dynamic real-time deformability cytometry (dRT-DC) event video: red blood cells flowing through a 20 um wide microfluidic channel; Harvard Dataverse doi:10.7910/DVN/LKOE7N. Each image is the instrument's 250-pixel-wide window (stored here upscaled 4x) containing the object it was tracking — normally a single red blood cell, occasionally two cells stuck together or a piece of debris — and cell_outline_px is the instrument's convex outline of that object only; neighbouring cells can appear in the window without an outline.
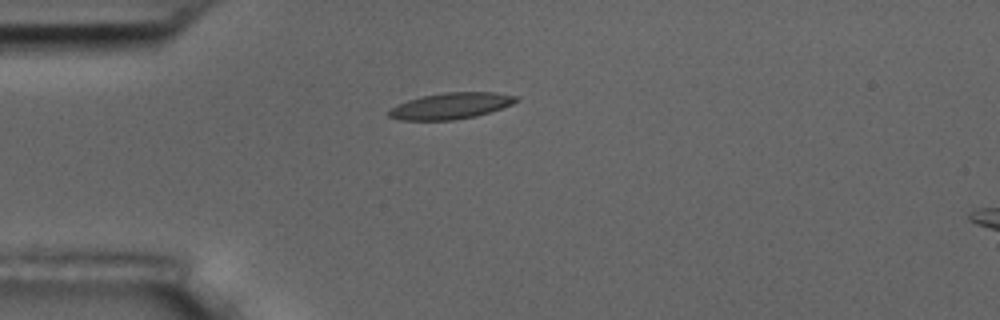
{"species": "common noctule bat (a hibernating species)", "species_latin": "Nyctalus noctula", "temperature_condition": "room temperature", "stored_images_in_passage": 1, "camera_frame_rate_fps": 3000, "um_per_image_px": 0.085, "animal": {"sex": "male", "body_mass_g": 17.5, "forearm_length_mm": 52.3}, "frame": {"image": 1, "passage_image": 1, "time_ms": 0.0, "image_size_px": [1000, 320], "cell_outline_px": [[520, 100], [512, 104], [476, 116], [452, 120], [400, 120], [388, 116], [388, 112], [396, 104], [408, 100], [424, 96], [444, 92], [492, 92], [516, 96]], "centroid_in_image_um": [38.3, 9.0], "position_along_channel_um": 46.7, "area_um2": 19.25}}